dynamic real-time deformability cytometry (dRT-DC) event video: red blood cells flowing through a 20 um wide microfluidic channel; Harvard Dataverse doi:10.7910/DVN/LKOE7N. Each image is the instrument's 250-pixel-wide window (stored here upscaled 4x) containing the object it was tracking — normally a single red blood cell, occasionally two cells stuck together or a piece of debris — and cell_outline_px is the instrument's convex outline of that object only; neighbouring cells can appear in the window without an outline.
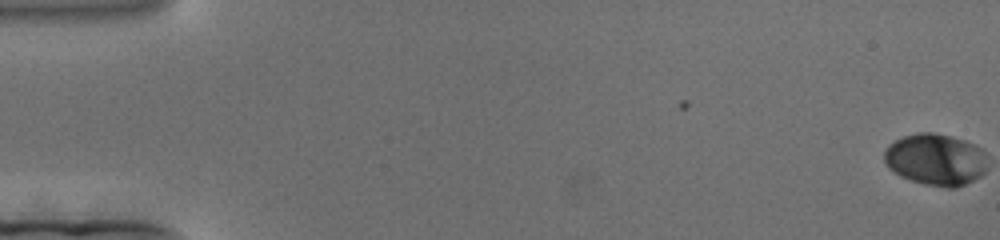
{"species": "human", "species_latin": "Homo sapiens", "temperature_condition": "cold", "stored_images_in_passage": 203, "camera_frame_rate_fps": 3000, "um_per_image_px": 0.085, "donor": {"sex": "female"}, "frame": {"image": 1, "passage_image": 1, "time_ms": 0.0, "image_size_px": [1000, 240], "cell_outline_px": [[984, 172], [980, 176], [956, 188], [944, 188], [924, 184], [900, 176], [884, 160], [884, 152], [896, 140], [904, 136], [920, 132], [932, 132], [948, 136], [972, 144]], "centroid_in_image_um": [79.4, 13.59], "position_along_channel_um": 5.6, "area_um2": 29.36}}
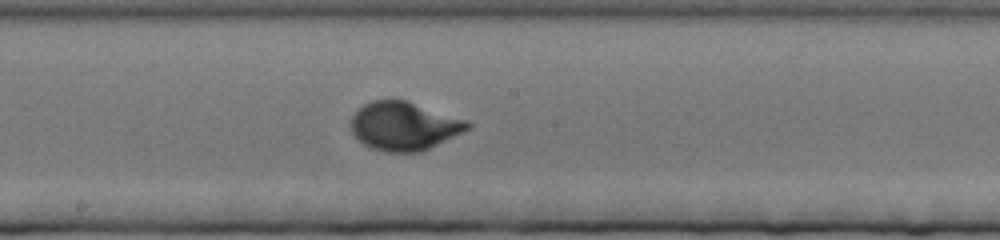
{"frame": {"image": 2, "passage_image": 112, "time_ms": 37.0, "image_size_px": [1000, 240], "cell_outline_px": [[472, 124], [468, 128], [420, 152], [388, 152], [372, 148], [364, 144], [352, 132], [352, 116], [364, 104], [372, 100], [404, 100], [468, 120]], "centroid_in_image_um": [34.32, 10.71], "position_along_channel_um": 213.9, "area_um2": 32.14}}
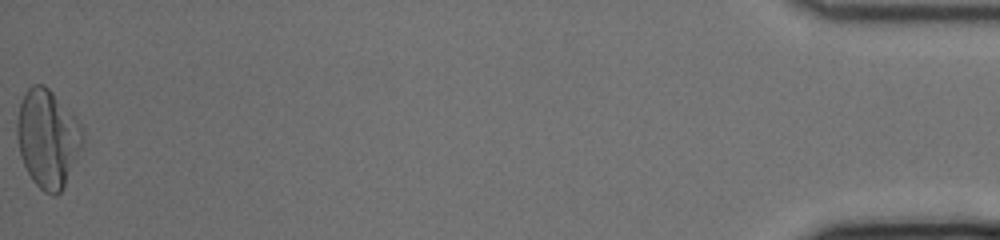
{"frame": {"image": 3, "passage_image": 203, "time_ms": 67.333, "image_size_px": [1000, 240], "cell_outline_px": [[84, 132], [80, 148], [64, 188], [56, 196], [52, 196], [44, 192], [32, 180], [20, 156], [16, 136], [16, 120], [20, 104], [24, 92], [32, 84], [44, 84], [52, 92], [80, 124]], "centroid_in_image_um": [4.01, 11.78], "position_along_channel_um": 431.2, "area_um2": 37.28}}